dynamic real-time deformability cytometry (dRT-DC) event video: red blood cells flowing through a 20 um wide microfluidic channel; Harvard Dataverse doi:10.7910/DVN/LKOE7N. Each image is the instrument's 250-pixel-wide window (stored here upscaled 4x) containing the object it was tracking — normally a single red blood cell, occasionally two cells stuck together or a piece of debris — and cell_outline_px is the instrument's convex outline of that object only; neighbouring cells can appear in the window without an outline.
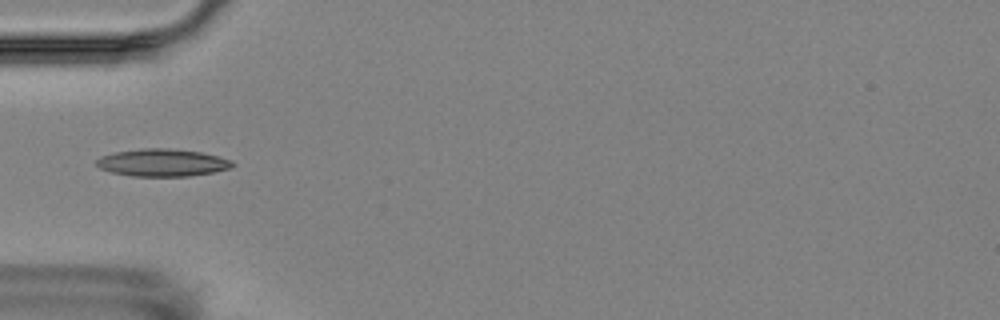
{"species": "Egyptian fruit bat (a non-hibernating species)", "species_latin": "Rousettus aegyptiacus", "temperature_condition": "room temperature", "stored_images_in_passage": 7, "camera_frame_rate_fps": 3000, "um_per_image_px": 0.085, "animal": {"sex": "female"}, "frame": {"image": 1, "passage_image": 6, "time_ms": 5.667, "image_size_px": [1000, 320], "cell_outline_px": [[236, 164], [232, 168], [212, 172], [188, 176], [132, 176], [112, 172], [100, 168], [96, 164], [96, 160], [100, 156], [116, 152], [140, 148], [168, 148], [200, 152], [220, 156], [232, 160]], "centroid_in_image_um": [13.83, 13.82], "position_along_channel_um": 71.2, "area_um2": 21.79}}